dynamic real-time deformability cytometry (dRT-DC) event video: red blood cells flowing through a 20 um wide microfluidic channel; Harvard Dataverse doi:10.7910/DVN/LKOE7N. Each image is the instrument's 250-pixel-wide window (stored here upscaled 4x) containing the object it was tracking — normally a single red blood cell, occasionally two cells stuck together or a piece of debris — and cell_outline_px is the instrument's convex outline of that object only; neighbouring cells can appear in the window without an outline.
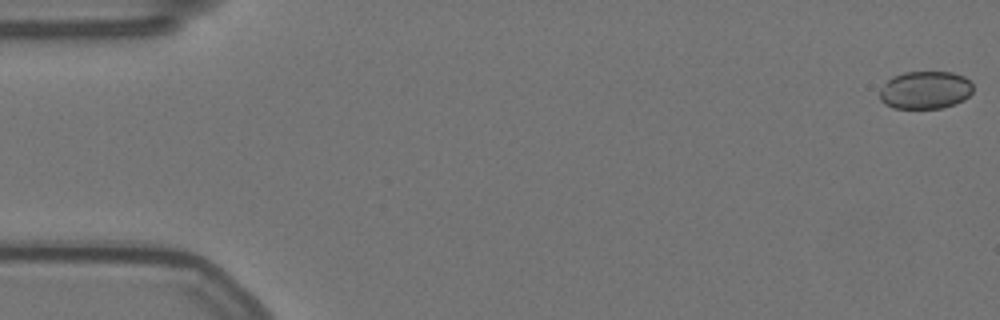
{"species": "Egyptian fruit bat (a non-hibernating species)", "species_latin": "Rousettus aegyptiacus", "temperature_condition": "warm", "stored_images_in_passage": 57, "camera_frame_rate_fps": 3000, "um_per_image_px": 0.085, "animal": {"sex": "female"}, "frame": {"image": 1, "passage_image": 1, "time_ms": 0.0, "image_size_px": [1000, 320], "cell_outline_px": [[972, 92], [964, 100], [956, 104], [940, 108], [892, 108], [884, 104], [880, 100], [880, 88], [892, 76], [904, 72], [952, 72], [964, 76], [972, 84]], "centroid_in_image_um": [78.63, 7.65], "position_along_channel_um": 6.4, "area_um2": 20.69}}
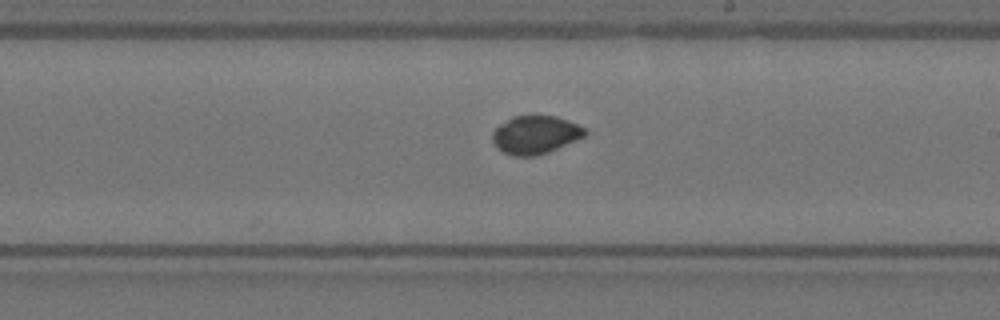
{"frame": {"image": 2, "passage_image": 33, "time_ms": 10.667, "image_size_px": [1000, 320], "cell_outline_px": [[588, 132], [584, 136], [548, 152], [536, 156], [512, 156], [504, 152], [492, 140], [492, 132], [500, 124], [512, 116], [556, 116], [568, 120], [584, 128]], "centroid_in_image_um": [45.5, 11.45], "position_along_channel_um": 243.5, "area_um2": 20.29}}
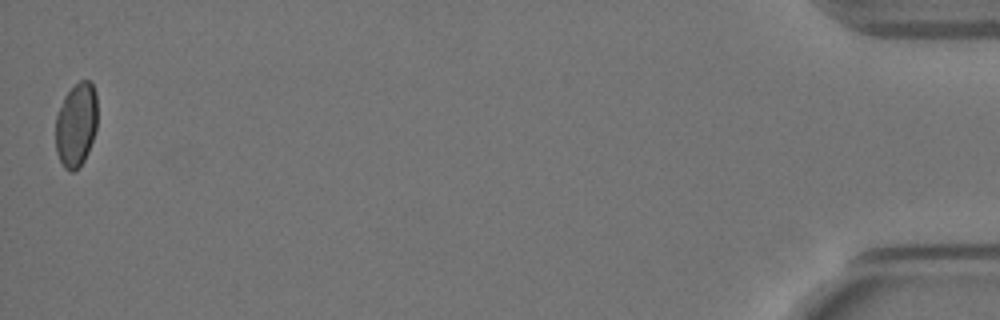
{"frame": {"image": 3, "passage_image": 57, "time_ms": 18.667, "image_size_px": [1000, 320], "cell_outline_px": [[96, 128], [88, 152], [84, 160], [72, 172], [68, 172], [64, 168], [56, 152], [56, 116], [64, 96], [80, 80], [88, 80], [92, 84], [96, 92]], "centroid_in_image_um": [6.46, 10.61], "position_along_channel_um": 428.7, "area_um2": 20.29}}